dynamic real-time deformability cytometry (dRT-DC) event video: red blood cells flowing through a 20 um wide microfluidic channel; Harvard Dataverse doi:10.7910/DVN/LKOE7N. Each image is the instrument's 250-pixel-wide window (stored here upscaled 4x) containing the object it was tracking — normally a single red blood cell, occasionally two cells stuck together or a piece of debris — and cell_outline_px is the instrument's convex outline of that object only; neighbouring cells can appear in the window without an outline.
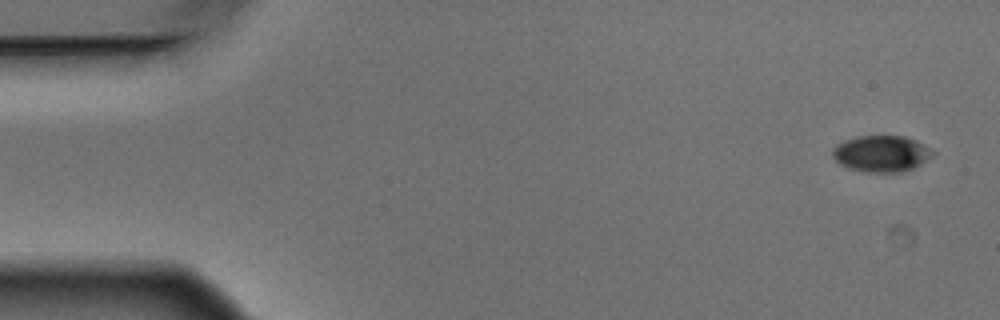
{"species": "Egyptian fruit bat (a non-hibernating species)", "species_latin": "Rousettus aegyptiacus", "temperature_condition": "warm", "stored_images_in_passage": 7, "camera_frame_rate_fps": 3000, "um_per_image_px": 0.085, "animal": {"sex": "male"}, "frame": {"image": 1, "passage_image": 1, "time_ms": 0.0, "image_size_px": [1000, 320], "cell_outline_px": [[936, 152], [932, 156], [920, 164], [912, 168], [900, 172], [868, 172], [848, 168], [840, 164], [832, 156], [832, 148], [836, 144], [844, 140], [860, 136], [904, 136], [916, 140]], "centroid_in_image_um": [74.9, 13.05], "position_along_channel_um": 10.1, "area_um2": 21.15}}
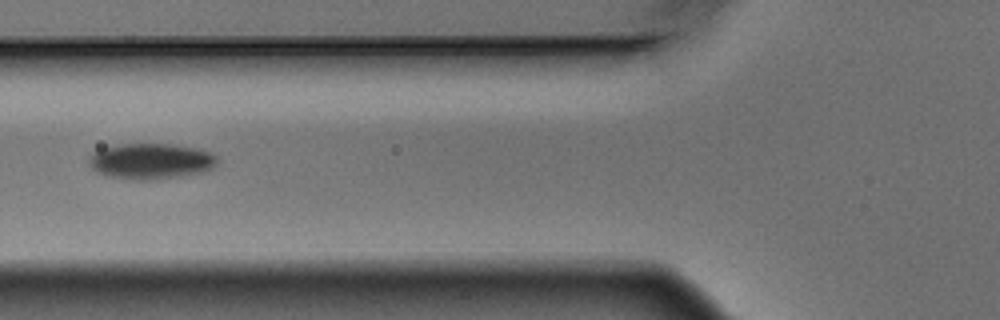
{"frame": {"image": 2, "passage_image": 5, "time_ms": 1.333, "image_size_px": [1000, 320], "cell_outline_px": [[216, 160], [212, 168], [200, 172], [180, 176], [152, 180], [136, 180], [108, 176], [96, 172], [88, 164], [88, 156], [92, 152], [100, 148], [120, 144], [172, 144], [196, 148], [208, 152], [216, 156]], "centroid_in_image_um": [12.74, 13.7], "position_along_channel_um": 113.1, "area_um2": 26.7}}
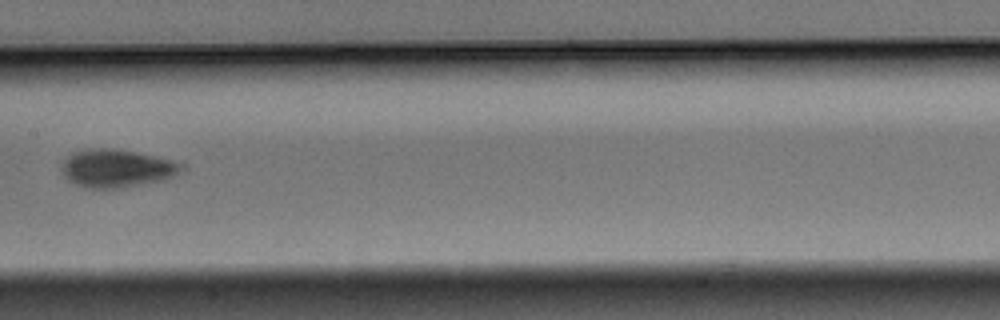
{"frame": {"image": 3, "passage_image": 7, "time_ms": 2.0, "image_size_px": [1000, 320], "cell_outline_px": [[180, 172], [164, 180], [116, 188], [88, 188], [76, 184], [68, 180], [64, 176], [64, 160], [72, 152], [88, 148], [112, 148], [136, 152], [156, 156], [172, 160], [180, 168]], "centroid_in_image_um": [9.87, 14.29], "position_along_channel_um": 197.5, "area_um2": 25.95}}